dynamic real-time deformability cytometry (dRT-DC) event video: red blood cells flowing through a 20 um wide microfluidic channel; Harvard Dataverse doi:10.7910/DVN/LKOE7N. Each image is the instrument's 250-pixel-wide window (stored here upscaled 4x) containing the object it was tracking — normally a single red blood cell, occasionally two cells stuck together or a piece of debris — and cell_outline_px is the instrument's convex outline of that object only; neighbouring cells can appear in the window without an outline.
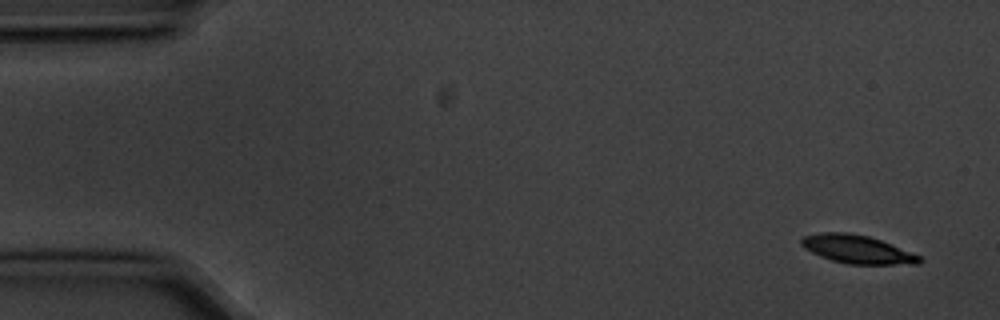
{"species": "common noctule bat (a hibernating species)", "species_latin": "Nyctalus noctula", "temperature_condition": "cold", "stored_images_in_passage": 4, "camera_frame_rate_fps": 3000, "um_per_image_px": 0.085, "animal": {"sex": "male", "body_mass_g": 20.1, "forearm_length_mm": 53.5}, "frame": {"image": 1, "passage_image": 1, "time_ms": 0.0, "image_size_px": [1000, 320], "cell_outline_px": [[924, 260], [920, 264], [848, 264], [832, 260], [820, 256], [804, 248], [800, 244], [800, 240], [804, 236], [820, 232], [848, 232], [868, 236], [892, 244], [920, 256]], "centroid_in_image_um": [72.86, 21.19], "position_along_channel_um": 12.1, "area_um2": 19.48}}
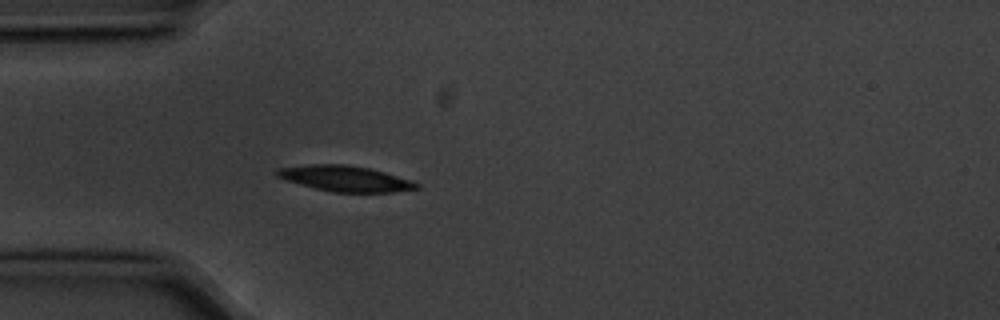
{"frame": {"image": 2, "passage_image": 4, "time_ms": 1.0, "image_size_px": [1000, 320], "cell_outline_px": [[420, 188], [392, 192], [332, 192], [300, 184], [276, 176], [272, 172], [280, 168], [308, 164], [344, 164], [368, 168], [384, 172], [412, 180], [420, 184]], "centroid_in_image_um": [29.35, 15.17], "position_along_channel_um": 55.6, "area_um2": 20.75}}